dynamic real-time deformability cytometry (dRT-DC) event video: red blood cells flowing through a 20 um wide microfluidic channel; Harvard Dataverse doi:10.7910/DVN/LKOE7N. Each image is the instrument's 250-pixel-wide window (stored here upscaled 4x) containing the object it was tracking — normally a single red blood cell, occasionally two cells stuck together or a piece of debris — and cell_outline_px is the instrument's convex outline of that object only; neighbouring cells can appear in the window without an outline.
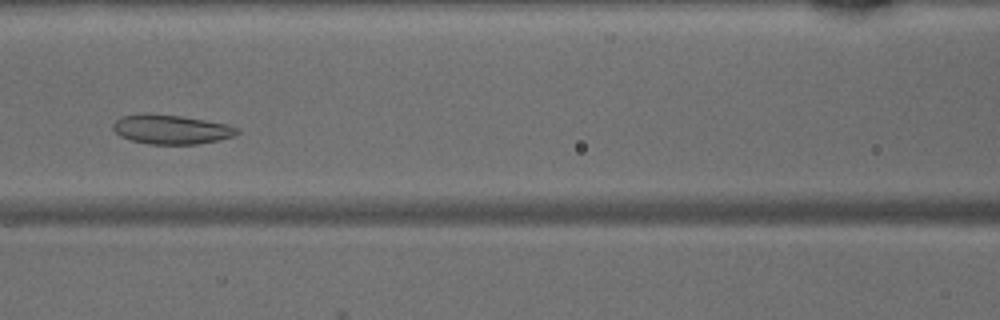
{"species": "common noctule bat (a hibernating species)", "species_latin": "Nyctalus noctula", "temperature_condition": "warm", "stored_images_in_passage": 50, "camera_frame_rate_fps": 3000, "um_per_image_px": 0.085, "animal": {"sex": "male", "body_mass_g": 15.6}, "frame": {"image": 1, "passage_image": 22, "time_ms": 7.0, "image_size_px": [1000, 320], "cell_outline_px": [[240, 132], [236, 136], [200, 144], [148, 144], [132, 140], [120, 136], [112, 128], [112, 124], [120, 116], [180, 116], [228, 124], [240, 128]], "centroid_in_image_um": [14.64, 11.04], "position_along_channel_um": 152.0, "area_um2": 20.63}}
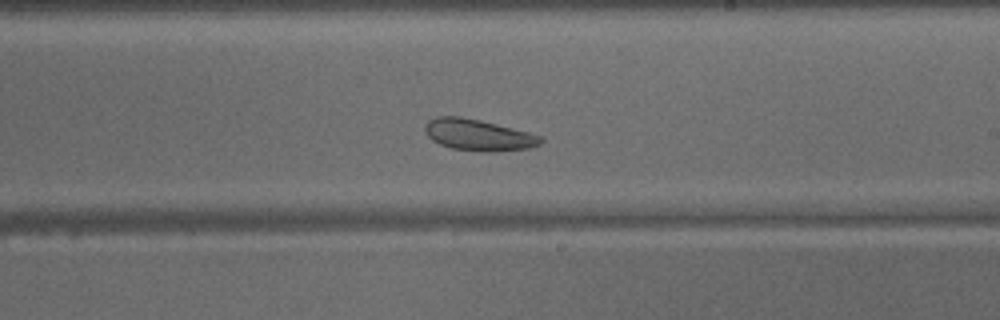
{"frame": {"image": 2, "passage_image": 29, "time_ms": 9.333, "image_size_px": [1000, 320], "cell_outline_px": [[544, 140], [540, 144], [528, 148], [496, 152], [484, 152], [452, 148], [440, 144], [432, 140], [424, 132], [424, 124], [428, 120], [436, 116], [460, 116], [480, 120], [544, 136]], "centroid_in_image_um": [40.65, 11.47], "position_along_channel_um": 248.4, "area_um2": 21.33}}
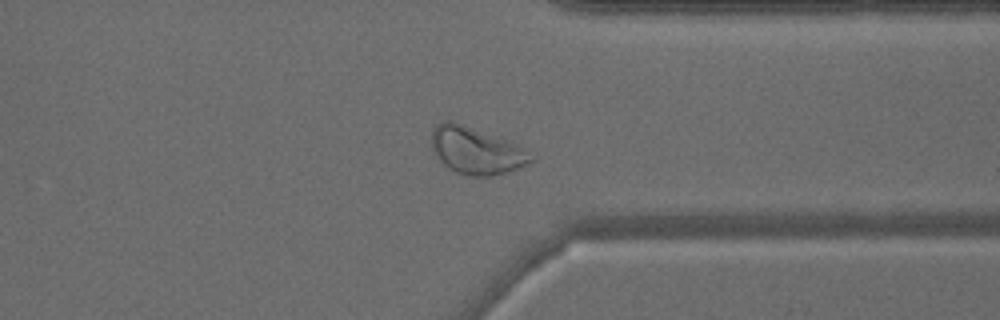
{"frame": {"image": 3, "passage_image": 38, "time_ms": 12.333, "image_size_px": [1000, 320], "cell_outline_px": [[536, 160], [516, 168], [504, 172], [488, 176], [472, 176], [456, 172], [444, 164], [432, 152], [432, 128], [436, 124], [444, 120], [452, 120], [516, 144], [524, 148], [536, 156]], "centroid_in_image_um": [40.46, 12.79], "position_along_channel_um": 370.9, "area_um2": 26.99}}